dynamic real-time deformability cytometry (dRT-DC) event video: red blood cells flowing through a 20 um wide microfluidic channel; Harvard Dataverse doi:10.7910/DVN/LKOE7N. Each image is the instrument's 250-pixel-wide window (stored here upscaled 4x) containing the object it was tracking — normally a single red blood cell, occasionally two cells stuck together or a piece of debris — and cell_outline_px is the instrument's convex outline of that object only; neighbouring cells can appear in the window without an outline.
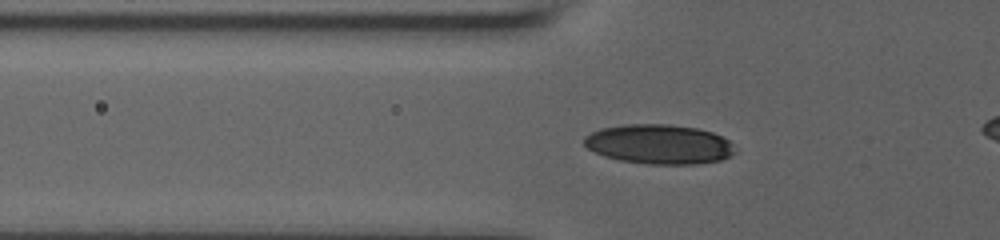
{"species": "human", "species_latin": "Homo sapiens", "temperature_condition": "room temperature", "stored_images_in_passage": 36, "camera_frame_rate_fps": 3000, "um_per_image_px": 0.085, "donor": {"sex": "male"}, "frame": {"image": 1, "passage_image": 4, "time_ms": 1.0, "image_size_px": [1000, 240], "cell_outline_px": [[736, 152], [732, 156], [720, 160], [696, 164], [648, 164], [620, 160], [604, 156], [588, 148], [584, 144], [584, 136], [600, 128], [624, 124], [668, 124], [696, 128], [712, 132], [728, 140], [732, 144]], "centroid_in_image_um": [56.02, 12.26], "position_along_channel_um": 69.8, "area_um2": 34.8}}
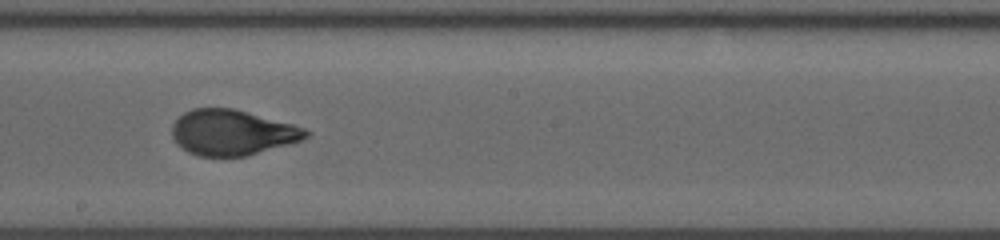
{"frame": {"image": 2, "passage_image": 17, "time_ms": 5.333, "image_size_px": [1000, 240], "cell_outline_px": [[312, 132], [308, 136], [300, 140], [288, 144], [244, 156], [200, 156], [188, 152], [176, 144], [172, 136], [172, 124], [184, 112], [192, 108], [232, 108], [292, 124], [304, 128]], "centroid_in_image_um": [19.7, 11.26], "position_along_channel_um": 228.5, "area_um2": 35.14}}
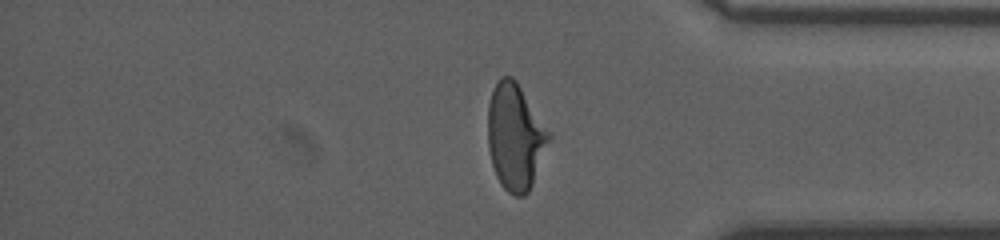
{"frame": {"image": 3, "passage_image": 31, "time_ms": 10.0, "image_size_px": [1000, 240], "cell_outline_px": [[552, 136], [532, 184], [528, 192], [524, 196], [516, 196], [508, 192], [500, 184], [496, 176], [492, 164], [488, 148], [488, 104], [492, 92], [500, 76], [512, 76], [516, 80], [552, 132]], "centroid_in_image_um": [43.81, 11.61], "position_along_channel_um": 391.4, "area_um2": 38.09}}